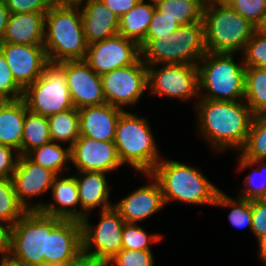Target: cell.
Segmentation results:
<instances>
[{
    "instance_id": "83f0119b",
    "label": "cell",
    "mask_w": 266,
    "mask_h": 266,
    "mask_svg": "<svg viewBox=\"0 0 266 266\" xmlns=\"http://www.w3.org/2000/svg\"><path fill=\"white\" fill-rule=\"evenodd\" d=\"M244 100L253 115L266 113V68H245Z\"/></svg>"
},
{
    "instance_id": "ab89813d",
    "label": "cell",
    "mask_w": 266,
    "mask_h": 266,
    "mask_svg": "<svg viewBox=\"0 0 266 266\" xmlns=\"http://www.w3.org/2000/svg\"><path fill=\"white\" fill-rule=\"evenodd\" d=\"M24 89L15 81L12 72L0 51V93L8 100H18L23 97Z\"/></svg>"
},
{
    "instance_id": "681fc988",
    "label": "cell",
    "mask_w": 266,
    "mask_h": 266,
    "mask_svg": "<svg viewBox=\"0 0 266 266\" xmlns=\"http://www.w3.org/2000/svg\"><path fill=\"white\" fill-rule=\"evenodd\" d=\"M258 241V258L262 261L263 265L266 266V233L257 238Z\"/></svg>"
},
{
    "instance_id": "484cf974",
    "label": "cell",
    "mask_w": 266,
    "mask_h": 266,
    "mask_svg": "<svg viewBox=\"0 0 266 266\" xmlns=\"http://www.w3.org/2000/svg\"><path fill=\"white\" fill-rule=\"evenodd\" d=\"M155 9L156 6L150 2L139 0L130 11L119 18V34L140 45L146 38Z\"/></svg>"
},
{
    "instance_id": "6da1fadb",
    "label": "cell",
    "mask_w": 266,
    "mask_h": 266,
    "mask_svg": "<svg viewBox=\"0 0 266 266\" xmlns=\"http://www.w3.org/2000/svg\"><path fill=\"white\" fill-rule=\"evenodd\" d=\"M197 132L217 153L227 149L240 151L253 118L245 100L220 101L196 98Z\"/></svg>"
},
{
    "instance_id": "1f68e13d",
    "label": "cell",
    "mask_w": 266,
    "mask_h": 266,
    "mask_svg": "<svg viewBox=\"0 0 266 266\" xmlns=\"http://www.w3.org/2000/svg\"><path fill=\"white\" fill-rule=\"evenodd\" d=\"M246 160H266V113L254 115L247 140L239 151Z\"/></svg>"
},
{
    "instance_id": "f1b7e54d",
    "label": "cell",
    "mask_w": 266,
    "mask_h": 266,
    "mask_svg": "<svg viewBox=\"0 0 266 266\" xmlns=\"http://www.w3.org/2000/svg\"><path fill=\"white\" fill-rule=\"evenodd\" d=\"M239 170L253 168V171L245 176L243 190L238 197L248 200L264 199L266 197V162L265 160H246L238 154ZM256 166V167H255ZM258 175V176H257ZM259 177V179H258ZM258 179V180H256ZM261 179V180H260Z\"/></svg>"
},
{
    "instance_id": "4dcf8cb0",
    "label": "cell",
    "mask_w": 266,
    "mask_h": 266,
    "mask_svg": "<svg viewBox=\"0 0 266 266\" xmlns=\"http://www.w3.org/2000/svg\"><path fill=\"white\" fill-rule=\"evenodd\" d=\"M51 142L48 117L31 112L25 114L22 135V155Z\"/></svg>"
},
{
    "instance_id": "f6af8a7d",
    "label": "cell",
    "mask_w": 266,
    "mask_h": 266,
    "mask_svg": "<svg viewBox=\"0 0 266 266\" xmlns=\"http://www.w3.org/2000/svg\"><path fill=\"white\" fill-rule=\"evenodd\" d=\"M104 2L119 18L130 11L139 0H101Z\"/></svg>"
},
{
    "instance_id": "7a4b0ae2",
    "label": "cell",
    "mask_w": 266,
    "mask_h": 266,
    "mask_svg": "<svg viewBox=\"0 0 266 266\" xmlns=\"http://www.w3.org/2000/svg\"><path fill=\"white\" fill-rule=\"evenodd\" d=\"M43 46L49 62L85 59L88 43L79 5H51L45 14Z\"/></svg>"
},
{
    "instance_id": "6f0895ef",
    "label": "cell",
    "mask_w": 266,
    "mask_h": 266,
    "mask_svg": "<svg viewBox=\"0 0 266 266\" xmlns=\"http://www.w3.org/2000/svg\"><path fill=\"white\" fill-rule=\"evenodd\" d=\"M145 1H148L150 2L152 5L156 6L158 5L159 3L165 1V0H145Z\"/></svg>"
},
{
    "instance_id": "f5cc1de1",
    "label": "cell",
    "mask_w": 266,
    "mask_h": 266,
    "mask_svg": "<svg viewBox=\"0 0 266 266\" xmlns=\"http://www.w3.org/2000/svg\"><path fill=\"white\" fill-rule=\"evenodd\" d=\"M256 32L266 36V14L261 18V21L255 26Z\"/></svg>"
},
{
    "instance_id": "d6986e66",
    "label": "cell",
    "mask_w": 266,
    "mask_h": 266,
    "mask_svg": "<svg viewBox=\"0 0 266 266\" xmlns=\"http://www.w3.org/2000/svg\"><path fill=\"white\" fill-rule=\"evenodd\" d=\"M53 201L36 202V210L43 214L72 219L81 222V206L78 196V186L74 175L63 177L57 175L51 186Z\"/></svg>"
},
{
    "instance_id": "c3c4849f",
    "label": "cell",
    "mask_w": 266,
    "mask_h": 266,
    "mask_svg": "<svg viewBox=\"0 0 266 266\" xmlns=\"http://www.w3.org/2000/svg\"><path fill=\"white\" fill-rule=\"evenodd\" d=\"M9 227L0 222V256L8 252Z\"/></svg>"
},
{
    "instance_id": "816d5d0a",
    "label": "cell",
    "mask_w": 266,
    "mask_h": 266,
    "mask_svg": "<svg viewBox=\"0 0 266 266\" xmlns=\"http://www.w3.org/2000/svg\"><path fill=\"white\" fill-rule=\"evenodd\" d=\"M51 5H79L82 0H48Z\"/></svg>"
},
{
    "instance_id": "2e32d148",
    "label": "cell",
    "mask_w": 266,
    "mask_h": 266,
    "mask_svg": "<svg viewBox=\"0 0 266 266\" xmlns=\"http://www.w3.org/2000/svg\"><path fill=\"white\" fill-rule=\"evenodd\" d=\"M71 163L77 171L113 172L122 166L114 141L79 136L71 146Z\"/></svg>"
},
{
    "instance_id": "f907efd6",
    "label": "cell",
    "mask_w": 266,
    "mask_h": 266,
    "mask_svg": "<svg viewBox=\"0 0 266 266\" xmlns=\"http://www.w3.org/2000/svg\"><path fill=\"white\" fill-rule=\"evenodd\" d=\"M0 266H26L24 263L17 261L8 254L0 256Z\"/></svg>"
},
{
    "instance_id": "ffe728a7",
    "label": "cell",
    "mask_w": 266,
    "mask_h": 266,
    "mask_svg": "<svg viewBox=\"0 0 266 266\" xmlns=\"http://www.w3.org/2000/svg\"><path fill=\"white\" fill-rule=\"evenodd\" d=\"M82 251L81 222L62 219L47 235L46 263L66 264Z\"/></svg>"
},
{
    "instance_id": "7dc6e473",
    "label": "cell",
    "mask_w": 266,
    "mask_h": 266,
    "mask_svg": "<svg viewBox=\"0 0 266 266\" xmlns=\"http://www.w3.org/2000/svg\"><path fill=\"white\" fill-rule=\"evenodd\" d=\"M10 14L4 0H0V44L3 41Z\"/></svg>"
},
{
    "instance_id": "52a82bcc",
    "label": "cell",
    "mask_w": 266,
    "mask_h": 266,
    "mask_svg": "<svg viewBox=\"0 0 266 266\" xmlns=\"http://www.w3.org/2000/svg\"><path fill=\"white\" fill-rule=\"evenodd\" d=\"M204 44L207 52H243L256 31L255 26L226 2L203 9Z\"/></svg>"
},
{
    "instance_id": "d590c367",
    "label": "cell",
    "mask_w": 266,
    "mask_h": 266,
    "mask_svg": "<svg viewBox=\"0 0 266 266\" xmlns=\"http://www.w3.org/2000/svg\"><path fill=\"white\" fill-rule=\"evenodd\" d=\"M161 233H147L138 223H124L122 232V249L151 250L153 243L161 241Z\"/></svg>"
},
{
    "instance_id": "277c9868",
    "label": "cell",
    "mask_w": 266,
    "mask_h": 266,
    "mask_svg": "<svg viewBox=\"0 0 266 266\" xmlns=\"http://www.w3.org/2000/svg\"><path fill=\"white\" fill-rule=\"evenodd\" d=\"M114 143L121 164L142 175L150 174L162 159L147 118L127 110L118 119Z\"/></svg>"
},
{
    "instance_id": "4fadbf2b",
    "label": "cell",
    "mask_w": 266,
    "mask_h": 266,
    "mask_svg": "<svg viewBox=\"0 0 266 266\" xmlns=\"http://www.w3.org/2000/svg\"><path fill=\"white\" fill-rule=\"evenodd\" d=\"M141 57L140 46L117 34L88 45L85 61L98 75L134 64Z\"/></svg>"
},
{
    "instance_id": "d6a6232c",
    "label": "cell",
    "mask_w": 266,
    "mask_h": 266,
    "mask_svg": "<svg viewBox=\"0 0 266 266\" xmlns=\"http://www.w3.org/2000/svg\"><path fill=\"white\" fill-rule=\"evenodd\" d=\"M156 9L180 25H187L202 21L204 8L195 0H165L156 5Z\"/></svg>"
},
{
    "instance_id": "cb8c5ba5",
    "label": "cell",
    "mask_w": 266,
    "mask_h": 266,
    "mask_svg": "<svg viewBox=\"0 0 266 266\" xmlns=\"http://www.w3.org/2000/svg\"><path fill=\"white\" fill-rule=\"evenodd\" d=\"M43 13H11L2 43L44 45Z\"/></svg>"
},
{
    "instance_id": "f35d334b",
    "label": "cell",
    "mask_w": 266,
    "mask_h": 266,
    "mask_svg": "<svg viewBox=\"0 0 266 266\" xmlns=\"http://www.w3.org/2000/svg\"><path fill=\"white\" fill-rule=\"evenodd\" d=\"M226 3L254 26L266 14V0H226Z\"/></svg>"
},
{
    "instance_id": "7402d4cb",
    "label": "cell",
    "mask_w": 266,
    "mask_h": 266,
    "mask_svg": "<svg viewBox=\"0 0 266 266\" xmlns=\"http://www.w3.org/2000/svg\"><path fill=\"white\" fill-rule=\"evenodd\" d=\"M124 110L104 103L79 109L80 136L114 141L118 119Z\"/></svg>"
},
{
    "instance_id": "e0dca14e",
    "label": "cell",
    "mask_w": 266,
    "mask_h": 266,
    "mask_svg": "<svg viewBox=\"0 0 266 266\" xmlns=\"http://www.w3.org/2000/svg\"><path fill=\"white\" fill-rule=\"evenodd\" d=\"M66 80L73 105L78 110L106 103L101 76L85 60L66 61Z\"/></svg>"
},
{
    "instance_id": "30bf717a",
    "label": "cell",
    "mask_w": 266,
    "mask_h": 266,
    "mask_svg": "<svg viewBox=\"0 0 266 266\" xmlns=\"http://www.w3.org/2000/svg\"><path fill=\"white\" fill-rule=\"evenodd\" d=\"M147 85L150 95L183 101L199 99L198 66L193 64L147 65Z\"/></svg>"
},
{
    "instance_id": "f546056e",
    "label": "cell",
    "mask_w": 266,
    "mask_h": 266,
    "mask_svg": "<svg viewBox=\"0 0 266 266\" xmlns=\"http://www.w3.org/2000/svg\"><path fill=\"white\" fill-rule=\"evenodd\" d=\"M48 123L52 142L71 147L80 136L79 110L75 107L49 116Z\"/></svg>"
},
{
    "instance_id": "3957f363",
    "label": "cell",
    "mask_w": 266,
    "mask_h": 266,
    "mask_svg": "<svg viewBox=\"0 0 266 266\" xmlns=\"http://www.w3.org/2000/svg\"><path fill=\"white\" fill-rule=\"evenodd\" d=\"M150 174L159 183L166 206L172 201L214 206L220 191L199 168L184 162L162 158Z\"/></svg>"
},
{
    "instance_id": "836d02e7",
    "label": "cell",
    "mask_w": 266,
    "mask_h": 266,
    "mask_svg": "<svg viewBox=\"0 0 266 266\" xmlns=\"http://www.w3.org/2000/svg\"><path fill=\"white\" fill-rule=\"evenodd\" d=\"M26 212L17 199L12 178H0V222L11 228Z\"/></svg>"
},
{
    "instance_id": "e575fe53",
    "label": "cell",
    "mask_w": 266,
    "mask_h": 266,
    "mask_svg": "<svg viewBox=\"0 0 266 266\" xmlns=\"http://www.w3.org/2000/svg\"><path fill=\"white\" fill-rule=\"evenodd\" d=\"M223 191H219L214 206L228 207L231 208L230 213L228 214L229 222L236 228H246L252 231V209H251V200L243 199L238 197L237 199L227 196Z\"/></svg>"
},
{
    "instance_id": "8d00e7d4",
    "label": "cell",
    "mask_w": 266,
    "mask_h": 266,
    "mask_svg": "<svg viewBox=\"0 0 266 266\" xmlns=\"http://www.w3.org/2000/svg\"><path fill=\"white\" fill-rule=\"evenodd\" d=\"M241 55L246 67L266 68V36L255 31Z\"/></svg>"
},
{
    "instance_id": "ac0fdd59",
    "label": "cell",
    "mask_w": 266,
    "mask_h": 266,
    "mask_svg": "<svg viewBox=\"0 0 266 266\" xmlns=\"http://www.w3.org/2000/svg\"><path fill=\"white\" fill-rule=\"evenodd\" d=\"M143 176L148 177L147 184L138 187L113 204L127 223L143 222L166 205L159 183L151 174H143Z\"/></svg>"
},
{
    "instance_id": "60d3db41",
    "label": "cell",
    "mask_w": 266,
    "mask_h": 266,
    "mask_svg": "<svg viewBox=\"0 0 266 266\" xmlns=\"http://www.w3.org/2000/svg\"><path fill=\"white\" fill-rule=\"evenodd\" d=\"M180 26L181 25L176 20L165 17L161 12L155 9L145 39H153L159 36L172 34Z\"/></svg>"
},
{
    "instance_id": "8992f818",
    "label": "cell",
    "mask_w": 266,
    "mask_h": 266,
    "mask_svg": "<svg viewBox=\"0 0 266 266\" xmlns=\"http://www.w3.org/2000/svg\"><path fill=\"white\" fill-rule=\"evenodd\" d=\"M236 53L206 52L198 63L199 98L240 101L245 93V64Z\"/></svg>"
},
{
    "instance_id": "ba28073f",
    "label": "cell",
    "mask_w": 266,
    "mask_h": 266,
    "mask_svg": "<svg viewBox=\"0 0 266 266\" xmlns=\"http://www.w3.org/2000/svg\"><path fill=\"white\" fill-rule=\"evenodd\" d=\"M61 220L39 210L27 211L9 228L7 254L26 266L46 262L47 235Z\"/></svg>"
},
{
    "instance_id": "8fae6325",
    "label": "cell",
    "mask_w": 266,
    "mask_h": 266,
    "mask_svg": "<svg viewBox=\"0 0 266 266\" xmlns=\"http://www.w3.org/2000/svg\"><path fill=\"white\" fill-rule=\"evenodd\" d=\"M99 214L100 220L95 226L89 220L91 213L81 221L82 251L107 263L122 250L125 221L114 207L101 210Z\"/></svg>"
},
{
    "instance_id": "4316f807",
    "label": "cell",
    "mask_w": 266,
    "mask_h": 266,
    "mask_svg": "<svg viewBox=\"0 0 266 266\" xmlns=\"http://www.w3.org/2000/svg\"><path fill=\"white\" fill-rule=\"evenodd\" d=\"M34 163L53 171L56 175H64V170L68 171L71 162V147H62L61 143L49 142L37 147L26 154ZM66 164V165H65Z\"/></svg>"
},
{
    "instance_id": "7c38bea8",
    "label": "cell",
    "mask_w": 266,
    "mask_h": 266,
    "mask_svg": "<svg viewBox=\"0 0 266 266\" xmlns=\"http://www.w3.org/2000/svg\"><path fill=\"white\" fill-rule=\"evenodd\" d=\"M101 80L106 103L125 110L148 91L147 65L140 57L134 64L101 75Z\"/></svg>"
},
{
    "instance_id": "11a10c76",
    "label": "cell",
    "mask_w": 266,
    "mask_h": 266,
    "mask_svg": "<svg viewBox=\"0 0 266 266\" xmlns=\"http://www.w3.org/2000/svg\"><path fill=\"white\" fill-rule=\"evenodd\" d=\"M34 266H65V264H60V263H55V262H51V263H40V264H36Z\"/></svg>"
},
{
    "instance_id": "5b68a950",
    "label": "cell",
    "mask_w": 266,
    "mask_h": 266,
    "mask_svg": "<svg viewBox=\"0 0 266 266\" xmlns=\"http://www.w3.org/2000/svg\"><path fill=\"white\" fill-rule=\"evenodd\" d=\"M139 46L141 59L146 65H198L207 52L204 44V23L197 21L181 25L172 34L144 39Z\"/></svg>"
},
{
    "instance_id": "db71d44e",
    "label": "cell",
    "mask_w": 266,
    "mask_h": 266,
    "mask_svg": "<svg viewBox=\"0 0 266 266\" xmlns=\"http://www.w3.org/2000/svg\"><path fill=\"white\" fill-rule=\"evenodd\" d=\"M199 5H201L203 8L209 7L211 5H214L216 3H222L226 2V0H195Z\"/></svg>"
},
{
    "instance_id": "ee69618b",
    "label": "cell",
    "mask_w": 266,
    "mask_h": 266,
    "mask_svg": "<svg viewBox=\"0 0 266 266\" xmlns=\"http://www.w3.org/2000/svg\"><path fill=\"white\" fill-rule=\"evenodd\" d=\"M19 156L14 148L0 145V178H12Z\"/></svg>"
},
{
    "instance_id": "5bb4252c",
    "label": "cell",
    "mask_w": 266,
    "mask_h": 266,
    "mask_svg": "<svg viewBox=\"0 0 266 266\" xmlns=\"http://www.w3.org/2000/svg\"><path fill=\"white\" fill-rule=\"evenodd\" d=\"M56 176L53 171L32 162L26 155H20L12 175L18 201L27 211L36 210V203L30 200L49 192Z\"/></svg>"
},
{
    "instance_id": "d4e9b609",
    "label": "cell",
    "mask_w": 266,
    "mask_h": 266,
    "mask_svg": "<svg viewBox=\"0 0 266 266\" xmlns=\"http://www.w3.org/2000/svg\"><path fill=\"white\" fill-rule=\"evenodd\" d=\"M28 112L25 101L8 100L0 108V145L14 148L22 155V135L25 114Z\"/></svg>"
},
{
    "instance_id": "603a6c76",
    "label": "cell",
    "mask_w": 266,
    "mask_h": 266,
    "mask_svg": "<svg viewBox=\"0 0 266 266\" xmlns=\"http://www.w3.org/2000/svg\"><path fill=\"white\" fill-rule=\"evenodd\" d=\"M106 175L107 173L99 171H77L74 175L78 186L81 221L92 210L113 207L114 203L109 201L111 194Z\"/></svg>"
},
{
    "instance_id": "7bdbcfd3",
    "label": "cell",
    "mask_w": 266,
    "mask_h": 266,
    "mask_svg": "<svg viewBox=\"0 0 266 266\" xmlns=\"http://www.w3.org/2000/svg\"><path fill=\"white\" fill-rule=\"evenodd\" d=\"M252 233L256 238L266 233V200H251Z\"/></svg>"
},
{
    "instance_id": "9f6ffc18",
    "label": "cell",
    "mask_w": 266,
    "mask_h": 266,
    "mask_svg": "<svg viewBox=\"0 0 266 266\" xmlns=\"http://www.w3.org/2000/svg\"><path fill=\"white\" fill-rule=\"evenodd\" d=\"M8 101V99L0 93V108Z\"/></svg>"
},
{
    "instance_id": "b9f144b4",
    "label": "cell",
    "mask_w": 266,
    "mask_h": 266,
    "mask_svg": "<svg viewBox=\"0 0 266 266\" xmlns=\"http://www.w3.org/2000/svg\"><path fill=\"white\" fill-rule=\"evenodd\" d=\"M10 13H43L48 12L51 4L48 0H4Z\"/></svg>"
},
{
    "instance_id": "44dd1931",
    "label": "cell",
    "mask_w": 266,
    "mask_h": 266,
    "mask_svg": "<svg viewBox=\"0 0 266 266\" xmlns=\"http://www.w3.org/2000/svg\"><path fill=\"white\" fill-rule=\"evenodd\" d=\"M88 45L119 34V17L101 0L79 4Z\"/></svg>"
},
{
    "instance_id": "74e56055",
    "label": "cell",
    "mask_w": 266,
    "mask_h": 266,
    "mask_svg": "<svg viewBox=\"0 0 266 266\" xmlns=\"http://www.w3.org/2000/svg\"><path fill=\"white\" fill-rule=\"evenodd\" d=\"M154 266L152 250H126L122 249L107 262V266Z\"/></svg>"
},
{
    "instance_id": "9a60e30c",
    "label": "cell",
    "mask_w": 266,
    "mask_h": 266,
    "mask_svg": "<svg viewBox=\"0 0 266 266\" xmlns=\"http://www.w3.org/2000/svg\"><path fill=\"white\" fill-rule=\"evenodd\" d=\"M0 51L15 81L23 89L42 75L44 66L49 62L43 45L1 43Z\"/></svg>"
},
{
    "instance_id": "9c48e42d",
    "label": "cell",
    "mask_w": 266,
    "mask_h": 266,
    "mask_svg": "<svg viewBox=\"0 0 266 266\" xmlns=\"http://www.w3.org/2000/svg\"><path fill=\"white\" fill-rule=\"evenodd\" d=\"M29 112L49 117L74 108L66 80V61L48 62L42 75L23 91Z\"/></svg>"
},
{
    "instance_id": "bcb514c9",
    "label": "cell",
    "mask_w": 266,
    "mask_h": 266,
    "mask_svg": "<svg viewBox=\"0 0 266 266\" xmlns=\"http://www.w3.org/2000/svg\"><path fill=\"white\" fill-rule=\"evenodd\" d=\"M65 266H107V263L81 251L75 258L68 261Z\"/></svg>"
}]
</instances>
